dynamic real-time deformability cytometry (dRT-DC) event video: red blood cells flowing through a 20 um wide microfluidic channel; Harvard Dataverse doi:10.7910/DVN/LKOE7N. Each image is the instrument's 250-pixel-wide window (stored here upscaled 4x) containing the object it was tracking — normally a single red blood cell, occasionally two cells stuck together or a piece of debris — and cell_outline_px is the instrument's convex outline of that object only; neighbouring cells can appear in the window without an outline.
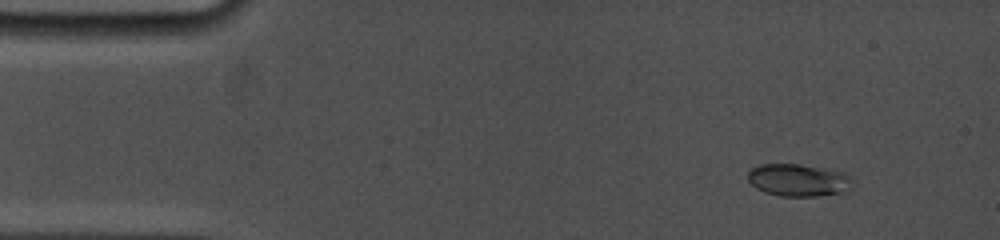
{"species": "common noctule bat (a hibernating species)", "species_latin": "Nyctalus noctula", "temperature_condition": "cold", "stored_images_in_passage": 8, "camera_frame_rate_fps": 5000, "um_per_image_px": 0.085, "animal": {"sex": "female", "body_mass_g": 19.0, "forearm_length_mm": 53.3}, "frame": {"image": 1, "passage_image": 3, "time_ms": 1.2, "image_size_px": [1000, 240], "cell_outline_px": [[852, 180], [840, 192], [816, 196], [780, 196], [764, 192], [756, 188], [748, 180], [748, 172], [752, 168], [760, 164], [800, 164], [840, 172], [848, 176]], "centroid_in_image_um": [67.73, 15.3], "position_along_channel_um": 17.3, "area_um2": 19.13}}
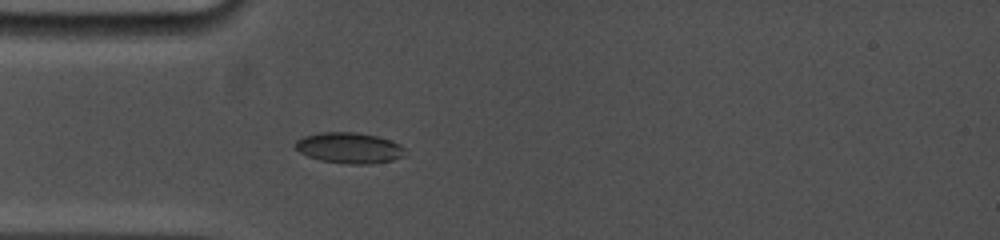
{"frame": {"image": 2, "passage_image": 8, "time_ms": 4.4, "image_size_px": [1000, 240], "cell_outline_px": [[404, 156], [392, 160], [368, 164], [344, 164], [320, 160], [308, 156], [300, 152], [292, 144], [296, 140], [304, 136], [320, 132], [356, 132], [376, 136], [400, 144], [404, 148]], "centroid_in_image_um": [29.65, 12.57], "position_along_channel_um": 55.4, "area_um2": 19.71}}